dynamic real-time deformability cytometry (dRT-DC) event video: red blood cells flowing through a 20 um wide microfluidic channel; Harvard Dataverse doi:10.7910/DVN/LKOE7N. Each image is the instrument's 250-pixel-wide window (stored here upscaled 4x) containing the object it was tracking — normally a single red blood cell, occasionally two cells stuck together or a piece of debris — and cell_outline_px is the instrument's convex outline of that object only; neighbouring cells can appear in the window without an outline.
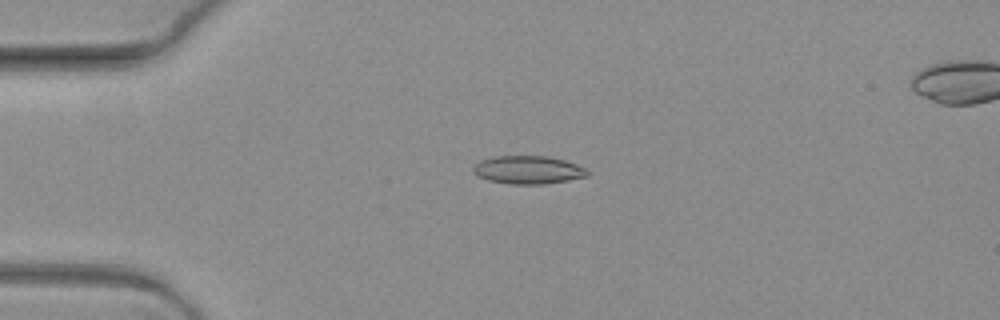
{"species": "common noctule bat (a hibernating species)", "species_latin": "Nyctalus noctula", "temperature_condition": "warm", "stored_images_in_passage": 5, "camera_frame_rate_fps": 3000, "um_per_image_px": 0.085, "animal": {"sex": "female", "body_mass_g": 19.3, "forearm_length_mm": 54.1}, "frame": {"image": 1, "passage_image": 1, "time_ms": 0.0, "image_size_px": [1000, 320], "cell_outline_px": [[588, 176], [568, 180], [544, 184], [512, 184], [488, 180], [476, 176], [472, 172], [472, 168], [480, 160], [492, 156], [548, 156], [564, 160], [576, 164], [584, 168], [588, 172]], "centroid_in_image_um": [44.84, 14.44], "position_along_channel_um": 40.2, "area_um2": 18.73}}
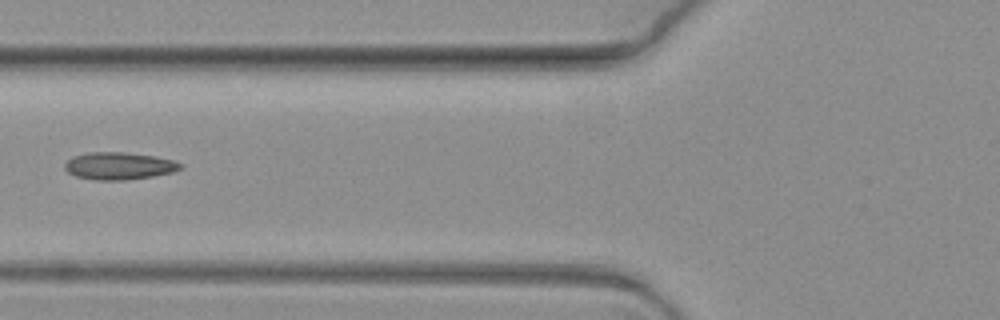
{"frame": {"image": 2, "passage_image": 4, "time_ms": 1.0, "image_size_px": [1000, 320], "cell_outline_px": [[184, 168], [172, 172], [152, 176], [128, 180], [96, 180], [76, 176], [68, 172], [64, 168], [64, 164], [72, 156], [88, 152], [124, 152], [152, 156], [172, 160], [184, 164]], "centroid_in_image_um": [10.11, 14.1], "position_along_channel_um": 115.7, "area_um2": 18.44}}